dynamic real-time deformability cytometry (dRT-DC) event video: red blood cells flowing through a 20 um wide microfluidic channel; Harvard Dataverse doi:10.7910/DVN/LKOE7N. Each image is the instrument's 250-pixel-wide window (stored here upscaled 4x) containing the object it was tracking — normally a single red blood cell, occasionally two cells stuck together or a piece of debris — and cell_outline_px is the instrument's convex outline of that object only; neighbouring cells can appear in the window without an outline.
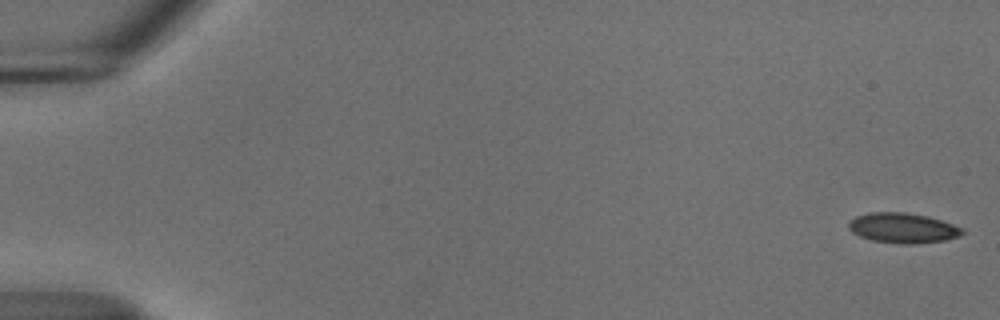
{"species": "common noctule bat (a hibernating species)", "species_latin": "Nyctalus noctula", "temperature_condition": "cold", "stored_images_in_passage": 55, "camera_frame_rate_fps": 3000, "um_per_image_px": 0.085, "animal": {"sex": "male", "body_mass_g": 18.8}, "frame": {"image": 1, "passage_image": 1, "time_ms": 0.0, "image_size_px": [1000, 320], "cell_outline_px": [[964, 232], [960, 236], [944, 240], [916, 244], [904, 244], [872, 240], [860, 236], [852, 232], [848, 228], [848, 224], [856, 216], [872, 212], [904, 212], [928, 216], [964, 228]], "centroid_in_image_um": [76.76, 19.38], "position_along_channel_um": 8.2, "area_um2": 19.83}}
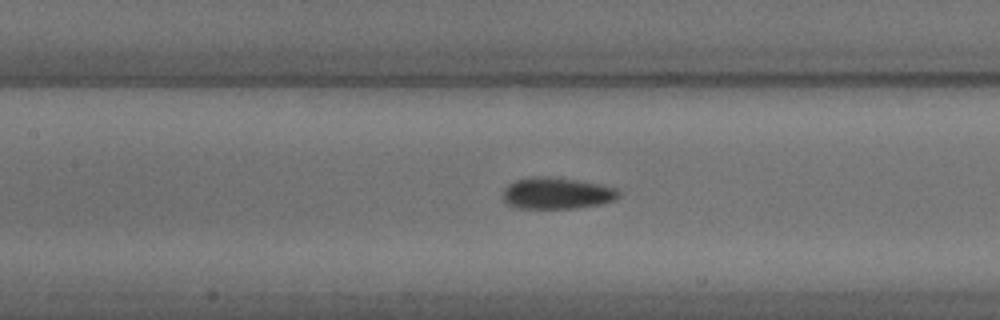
{"frame": {"image": 2, "passage_image": 26, "time_ms": 8.333, "image_size_px": [1000, 320], "cell_outline_px": [[620, 196], [616, 200], [600, 204], [576, 208], [520, 208], [508, 204], [504, 200], [504, 188], [508, 184], [516, 180], [536, 176], [548, 176], [604, 184], [616, 188], [620, 192]], "centroid_in_image_um": [47.38, 16.42], "position_along_channel_um": 160.0, "area_um2": 21.33}}
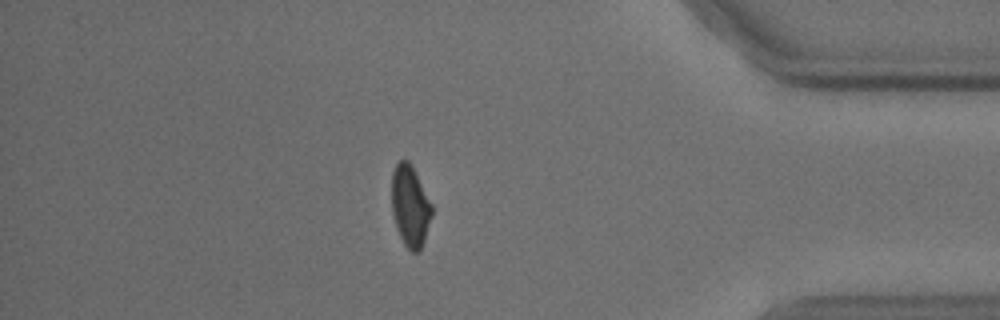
{"frame": {"image": 3, "passage_image": 48, "time_ms": 15.667, "image_size_px": [1000, 320], "cell_outline_px": [[432, 216], [420, 252], [412, 252], [404, 244], [400, 236], [392, 212], [392, 172], [396, 164], [400, 160], [408, 160], [412, 164], [432, 204]], "centroid_in_image_um": [34.87, 17.49], "position_along_channel_um": 400.3, "area_um2": 19.02}, "authors_computed_cell_mechanics": {"area_um2": 20.1144, "velocity_mm_per_s": 3.6909, "shape_relaxation_time_tau1_ms": 3.9854, "shape_relaxation_time_tau2_ms": 2.8389, "deformation_change_tau1": 0.1034, "deformation_change_tau2": 0.0549}}